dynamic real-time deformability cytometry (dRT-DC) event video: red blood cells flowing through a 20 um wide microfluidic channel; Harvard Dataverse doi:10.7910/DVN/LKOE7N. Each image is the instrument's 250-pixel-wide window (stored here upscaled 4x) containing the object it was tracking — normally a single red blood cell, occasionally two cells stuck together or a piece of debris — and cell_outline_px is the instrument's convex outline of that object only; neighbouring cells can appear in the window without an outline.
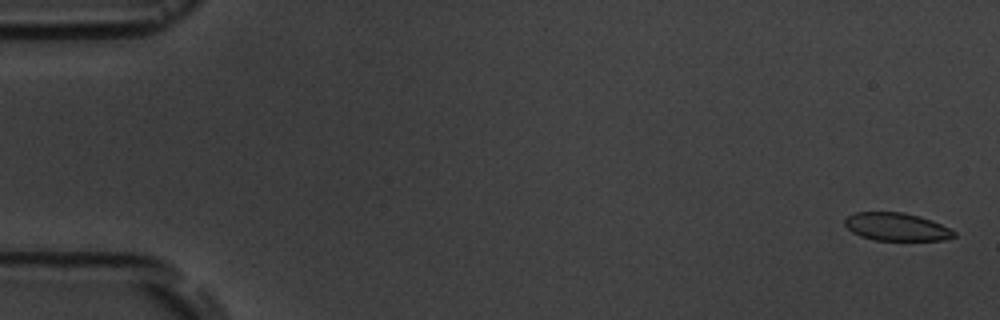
{"species": "common noctule bat (a hibernating species)", "species_latin": "Nyctalus noctula", "temperature_condition": "room temperature", "stored_images_in_passage": 9, "camera_frame_rate_fps": 3000, "um_per_image_px": 0.085, "animal": {"sex": "male", "body_mass_g": 19.5, "forearm_length_mm": 54.6}, "frame": {"image": 1, "passage_image": 1, "time_ms": 0.0, "image_size_px": [1000, 320], "cell_outline_px": [[956, 236], [944, 240], [876, 240], [860, 236], [852, 232], [844, 224], [844, 220], [848, 216], [856, 212], [904, 212], [920, 216], [932, 220], [956, 232]], "centroid_in_image_um": [76.2, 19.28], "position_along_channel_um": 8.8, "area_um2": 17.74}}
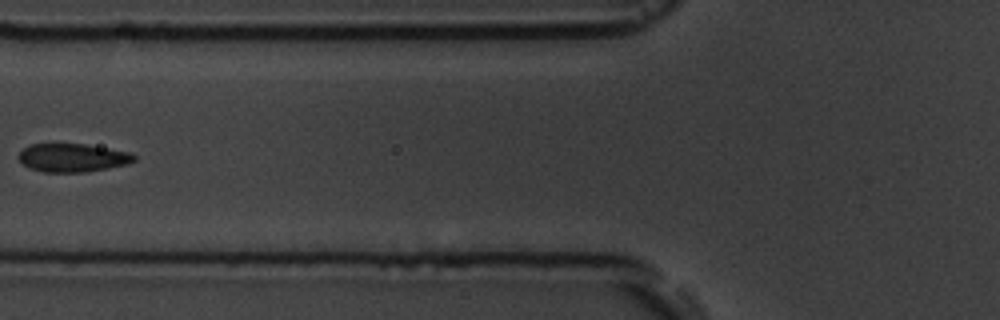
{"frame": {"image": 2, "passage_image": 7, "time_ms": 7.0, "image_size_px": [1000, 320], "cell_outline_px": [[136, 160], [128, 164], [108, 168], [84, 172], [44, 172], [28, 168], [16, 156], [24, 148], [32, 144], [84, 144], [132, 152], [136, 156]], "centroid_in_image_um": [6.19, 13.41], "position_along_channel_um": 119.6, "area_um2": 19.13}}
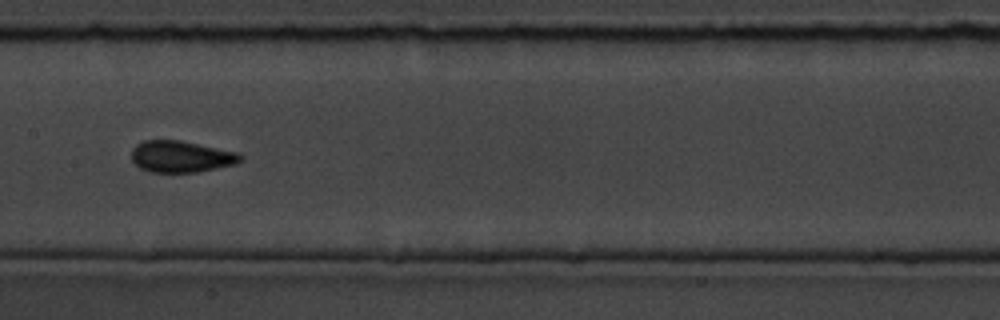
{"frame": {"image": 3, "passage_image": 9, "time_ms": 9.0, "image_size_px": [1000, 320], "cell_outline_px": [[244, 156], [236, 164], [196, 172], [148, 172], [140, 168], [132, 160], [132, 148], [136, 144], [144, 140], [180, 140], [240, 152]], "centroid_in_image_um": [15.4, 13.3], "position_along_channel_um": 192.0, "area_um2": 20.17}}